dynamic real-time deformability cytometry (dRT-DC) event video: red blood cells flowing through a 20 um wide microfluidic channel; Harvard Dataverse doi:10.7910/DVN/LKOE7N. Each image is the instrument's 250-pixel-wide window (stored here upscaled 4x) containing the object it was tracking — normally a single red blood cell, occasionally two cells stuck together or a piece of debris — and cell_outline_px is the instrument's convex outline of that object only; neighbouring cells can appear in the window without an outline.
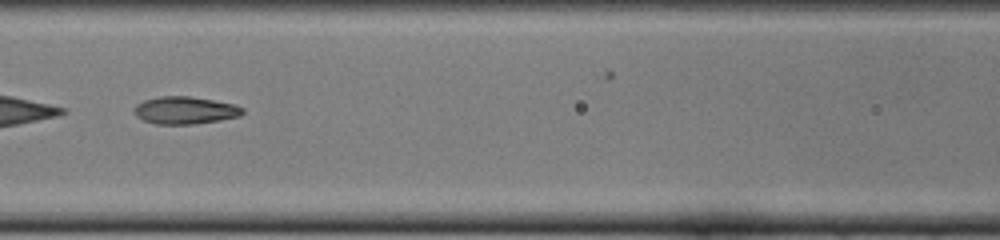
{"species": "common noctule bat (a hibernating species)", "species_latin": "Nyctalus noctula", "temperature_condition": "cold", "stored_images_in_passage": 37, "camera_frame_rate_fps": 3000, "um_per_image_px": 0.085, "animal": {"sex": "female", "body_mass_g": 22.0, "forearm_length_mm": 56.7}, "frame": {"image": 1, "passage_image": 11, "time_ms": 3.333, "image_size_px": [1000, 240], "cell_outline_px": [[244, 112], [240, 116], [220, 120], [192, 124], [156, 124], [144, 120], [136, 116], [132, 112], [136, 104], [144, 100], [160, 96], [188, 96], [236, 104], [244, 108]], "centroid_in_image_um": [15.72, 9.37], "position_along_channel_um": 150.9, "area_um2": 17.4}, "authors_computed_cell_mechanics": {"area_um2": 17.6868, "velocity_mm_per_s": 3.9309, "shape_relaxation_time_tau1_ms": null, "shape_relaxation_time_tau2_ms": 1.9441, "deformation_change_tau1": null, "deformation_change_tau2": 0.0951}}